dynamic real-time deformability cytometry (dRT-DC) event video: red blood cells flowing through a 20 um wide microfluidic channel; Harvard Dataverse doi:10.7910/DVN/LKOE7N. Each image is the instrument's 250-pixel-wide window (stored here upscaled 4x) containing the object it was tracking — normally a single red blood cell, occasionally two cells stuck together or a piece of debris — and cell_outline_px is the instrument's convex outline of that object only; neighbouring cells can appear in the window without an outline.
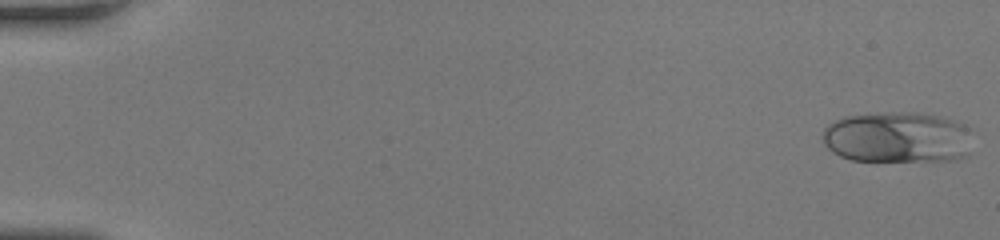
{"species": "human", "species_latin": "Homo sapiens", "temperature_condition": "room temperature", "stored_images_in_passage": 48, "camera_frame_rate_fps": 3000, "um_per_image_px": 0.085, "donor": {"sex": "female"}, "frame": {"image": 1, "passage_image": 1, "time_ms": 0.0, "image_size_px": [1000, 240], "cell_outline_px": [[968, 156], [956, 160], [852, 160], [840, 156], [832, 152], [824, 144], [824, 128], [828, 124], [844, 116], [884, 112], [920, 112], [940, 116], [956, 120], [964, 124], [968, 128]], "centroid_in_image_um": [76.27, 11.65], "position_along_channel_um": 8.7, "area_um2": 44.68}}
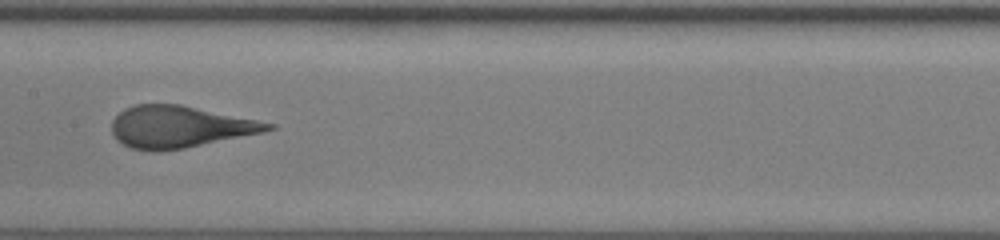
{"frame": {"image": 2, "passage_image": 27, "time_ms": 8.667, "image_size_px": [1000, 240], "cell_outline_px": [[276, 128], [264, 132], [184, 148], [160, 152], [152, 152], [128, 148], [116, 140], [112, 132], [112, 120], [124, 108], [136, 104], [180, 104], [276, 124]], "centroid_in_image_um": [15.22, 10.79], "position_along_channel_um": 192.2, "area_um2": 38.21}}
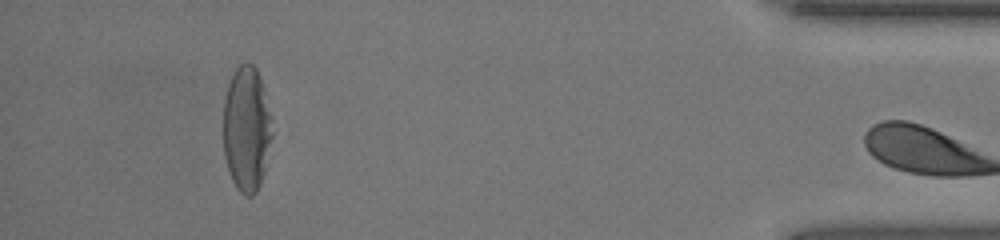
{"frame": {"image": 3, "passage_image": 47, "time_ms": 15.333, "image_size_px": [1000, 240], "cell_outline_px": [[272, 136], [264, 172], [260, 184], [256, 192], [252, 196], [244, 196], [236, 188], [232, 180], [224, 156], [224, 96], [232, 72], [240, 64], [252, 64], [256, 68], [272, 116]], "centroid_in_image_um": [20.96, 10.97], "position_along_channel_um": 414.2, "area_um2": 35.66}}